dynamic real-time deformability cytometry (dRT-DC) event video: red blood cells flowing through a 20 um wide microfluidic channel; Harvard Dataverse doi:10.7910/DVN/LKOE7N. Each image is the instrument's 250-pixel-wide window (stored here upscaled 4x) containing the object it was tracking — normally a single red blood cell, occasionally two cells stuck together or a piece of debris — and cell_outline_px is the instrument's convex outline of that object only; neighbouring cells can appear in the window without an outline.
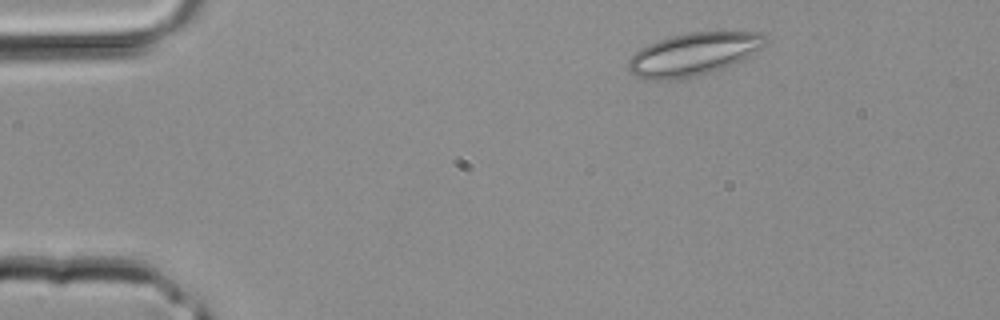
{"species": "common noctule bat (a hibernating species)", "species_latin": "Nyctalus noctula", "temperature_condition": "room temperature", "stored_images_in_passage": 2, "camera_frame_rate_fps": 3000, "um_per_image_px": 0.085, "animal": {"sex": "male", "body_mass_g": 20.4}, "frame": {"image": 1, "passage_image": 1, "time_ms": 0.0, "image_size_px": [1000, 320], "cell_outline_px": [[768, 44], [744, 60], [712, 72], [680, 80], [644, 80], [632, 76], [628, 72], [628, 60], [640, 48], [648, 44], [672, 36], [688, 32], [764, 32], [768, 36]], "centroid_in_image_um": [58.97, 4.62], "position_along_channel_um": 26.0, "area_um2": 34.8}}